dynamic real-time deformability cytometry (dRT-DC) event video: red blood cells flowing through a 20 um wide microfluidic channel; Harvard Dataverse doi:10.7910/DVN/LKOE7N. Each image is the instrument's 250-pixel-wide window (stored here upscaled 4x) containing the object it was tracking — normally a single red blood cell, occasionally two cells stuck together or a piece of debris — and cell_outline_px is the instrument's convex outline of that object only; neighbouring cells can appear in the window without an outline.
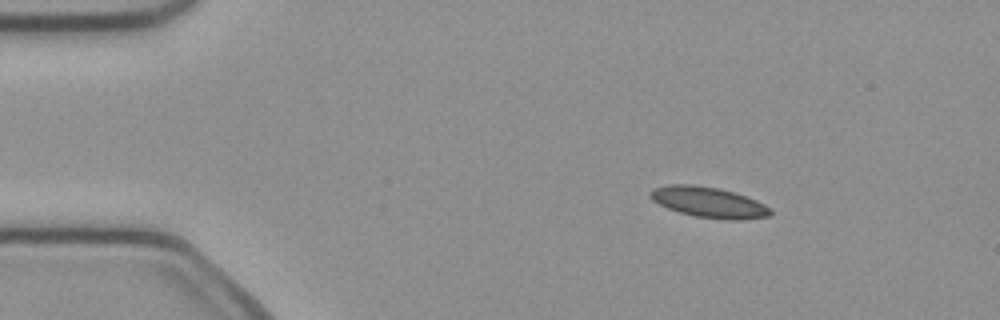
{"species": "common noctule bat (a hibernating species)", "species_latin": "Nyctalus noctula", "temperature_condition": "cold", "stored_images_in_passage": 44, "camera_frame_rate_fps": 3000, "um_per_image_px": 0.085, "animal": {"sex": "female", "body_mass_g": 21.9}, "frame": {"image": 1, "passage_image": 1, "time_ms": 0.0, "image_size_px": [1000, 320], "cell_outline_px": [[772, 212], [768, 216], [740, 220], [724, 220], [696, 216], [680, 212], [668, 208], [652, 200], [648, 196], [648, 192], [652, 188], [668, 184], [692, 184], [720, 188], [736, 192], [756, 200], [772, 208]], "centroid_in_image_um": [60.23, 17.18], "position_along_channel_um": 24.8, "area_um2": 21.68}}
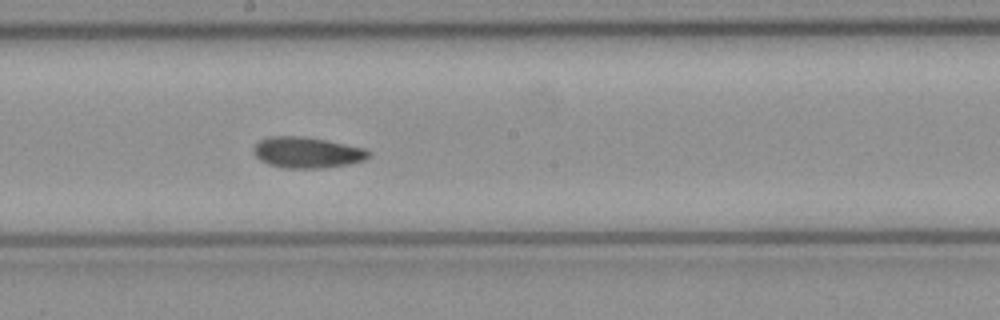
{"frame": {"image": 2, "passage_image": 21, "time_ms": 6.667, "image_size_px": [1000, 320], "cell_outline_px": [[372, 156], [368, 160], [348, 164], [324, 168], [280, 168], [268, 164], [260, 160], [252, 152], [252, 148], [260, 140], [268, 136], [304, 136], [364, 148], [372, 152]], "centroid_in_image_um": [26.11, 12.97], "position_along_channel_um": 222.1, "area_um2": 21.04}}
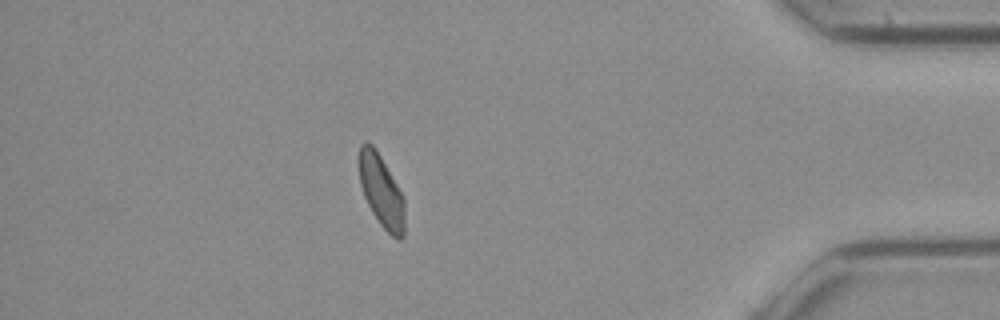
{"frame": {"image": 3, "passage_image": 38, "time_ms": 12.333, "image_size_px": [1000, 320], "cell_outline_px": [[404, 236], [400, 240], [396, 240], [380, 224], [372, 212], [364, 196], [360, 184], [356, 160], [360, 144], [364, 140], [368, 140], [376, 148], [404, 196]], "centroid_in_image_um": [32.38, 16.16], "position_along_channel_um": 402.8, "area_um2": 19.83}, "authors_computed_cell_mechanics": {"area_um2": 20.519, "velocity_mm_per_s": 4.0069, "shape_relaxation_time_tau1_ms": null, "shape_relaxation_time_tau2_ms": 3.2322, "deformation_change_tau1": null, "deformation_change_tau2": 0.0774}}